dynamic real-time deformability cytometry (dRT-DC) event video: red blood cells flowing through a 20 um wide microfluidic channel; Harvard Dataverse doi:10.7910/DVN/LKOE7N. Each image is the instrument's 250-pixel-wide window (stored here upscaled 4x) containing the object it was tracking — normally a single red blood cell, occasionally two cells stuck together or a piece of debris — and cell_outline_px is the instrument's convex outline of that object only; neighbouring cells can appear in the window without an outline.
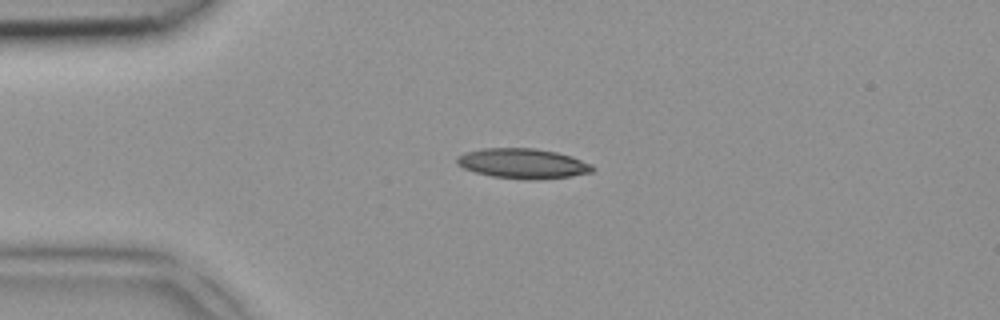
{"species": "common noctule bat (a hibernating species)", "species_latin": "Nyctalus noctula", "temperature_condition": "room temperature", "stored_images_in_passage": 4, "camera_frame_rate_fps": 3000, "um_per_image_px": 0.085, "animal": {"sex": "female", "body_mass_g": 18.4}, "frame": {"image": 1, "passage_image": 2, "time_ms": 0.333, "image_size_px": [1000, 320], "cell_outline_px": [[596, 168], [592, 172], [572, 176], [492, 176], [476, 172], [464, 168], [456, 164], [456, 156], [464, 152], [484, 148], [536, 148], [556, 152], [572, 156], [592, 164]], "centroid_in_image_um": [44.41, 13.83], "position_along_channel_um": 40.6, "area_um2": 22.66}}